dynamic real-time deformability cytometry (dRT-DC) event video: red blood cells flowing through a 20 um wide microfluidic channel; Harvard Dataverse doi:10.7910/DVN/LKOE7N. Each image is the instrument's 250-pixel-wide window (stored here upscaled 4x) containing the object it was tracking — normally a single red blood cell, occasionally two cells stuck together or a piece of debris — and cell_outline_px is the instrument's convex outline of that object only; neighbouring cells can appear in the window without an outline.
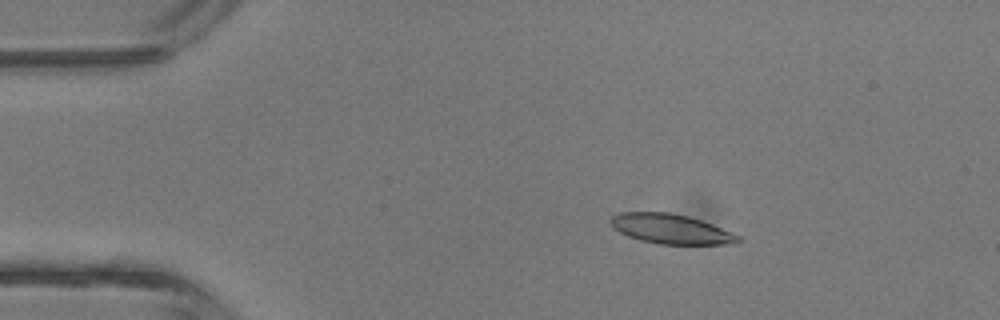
{"species": "common noctule bat (a hibernating species)", "species_latin": "Nyctalus noctula", "temperature_condition": "room temperature", "stored_images_in_passage": 5, "camera_frame_rate_fps": 3000, "um_per_image_px": 0.085, "animal": {"sex": "male", "body_mass_g": 13.3}, "frame": {"image": 1, "passage_image": 3, "time_ms": 2.333, "image_size_px": [1000, 320], "cell_outline_px": [[740, 240], [724, 244], [660, 244], [640, 240], [628, 236], [612, 228], [608, 220], [612, 216], [620, 212], [668, 212], [688, 216], [712, 224], [740, 236]], "centroid_in_image_um": [56.94, 19.45], "position_along_channel_um": 28.1, "area_um2": 21.91}}
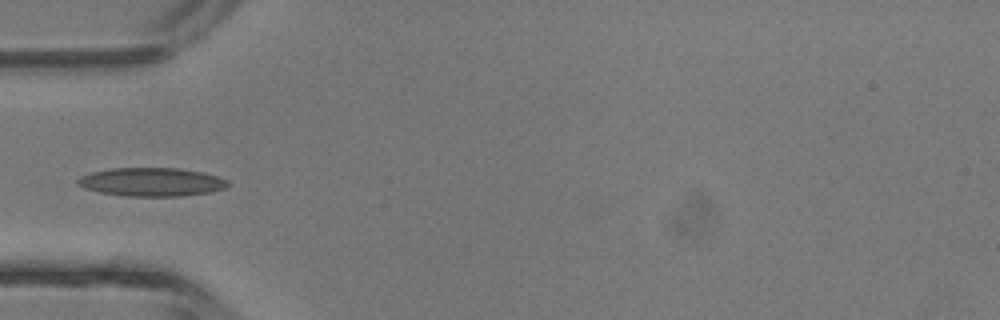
{"frame": {"image": 2, "passage_image": 5, "time_ms": 4.667, "image_size_px": [1000, 320], "cell_outline_px": [[228, 188], [212, 192], [180, 196], [124, 196], [100, 192], [84, 188], [76, 184], [76, 180], [80, 176], [92, 172], [112, 168], [180, 168], [200, 172], [216, 176], [228, 180]], "centroid_in_image_um": [12.88, 15.47], "position_along_channel_um": 72.1, "area_um2": 25.03}}